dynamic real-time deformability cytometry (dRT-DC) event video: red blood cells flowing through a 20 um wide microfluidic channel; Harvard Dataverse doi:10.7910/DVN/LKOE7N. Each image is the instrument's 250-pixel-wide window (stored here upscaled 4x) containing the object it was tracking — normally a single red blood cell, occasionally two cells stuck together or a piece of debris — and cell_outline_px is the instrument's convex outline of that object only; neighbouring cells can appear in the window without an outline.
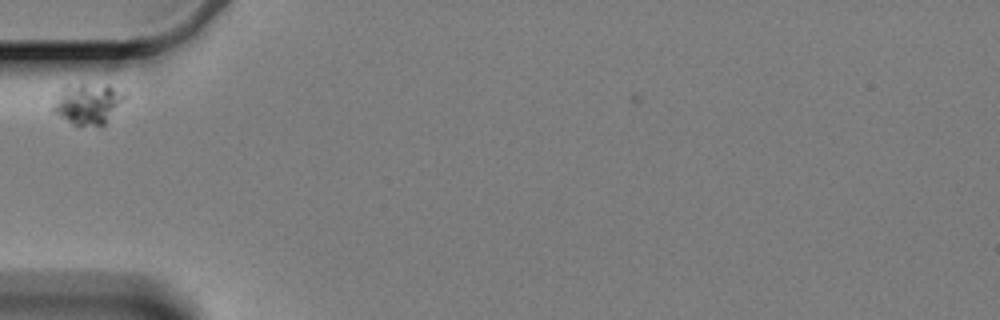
{"species": "Egyptian fruit bat (a non-hibernating species)", "species_latin": "Rousettus aegyptiacus", "temperature_condition": "cold", "stored_images_in_passage": 34, "camera_frame_rate_fps": 3000, "um_per_image_px": 0.085, "animal": {"sex": "female"}, "frame": {"image": 1, "passage_image": 1, "time_ms": 0.0, "image_size_px": [1000, 320], "cell_outline_px": [[124, 100], [104, 124], [100, 128], [72, 124], [48, 112], [48, 108], [64, 84], [108, 84], [124, 92]], "centroid_in_image_um": [7.36, 8.83], "position_along_channel_um": 77.6, "area_um2": 17.8}}
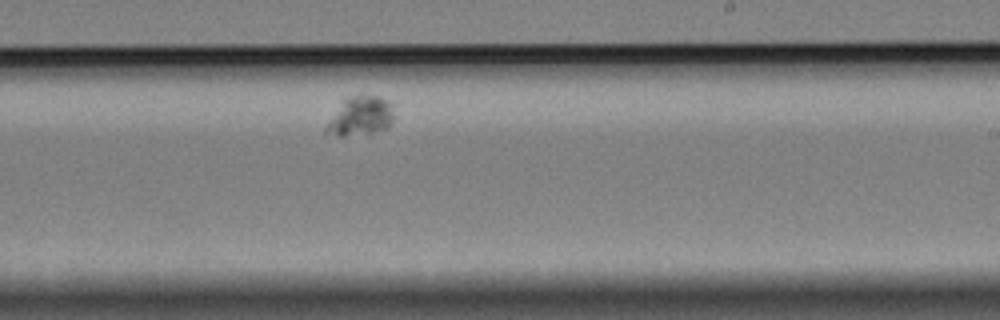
{"frame": {"image": 2, "passage_image": 20, "time_ms": 6.333, "image_size_px": [1000, 320], "cell_outline_px": [[396, 116], [388, 128], [372, 132], [344, 136], [340, 136], [324, 132], [324, 128], [344, 96], [360, 92], [364, 92], [380, 96], [388, 100], [392, 104]], "centroid_in_image_um": [30.66, 9.78], "position_along_channel_um": 258.3, "area_um2": 16.24}}
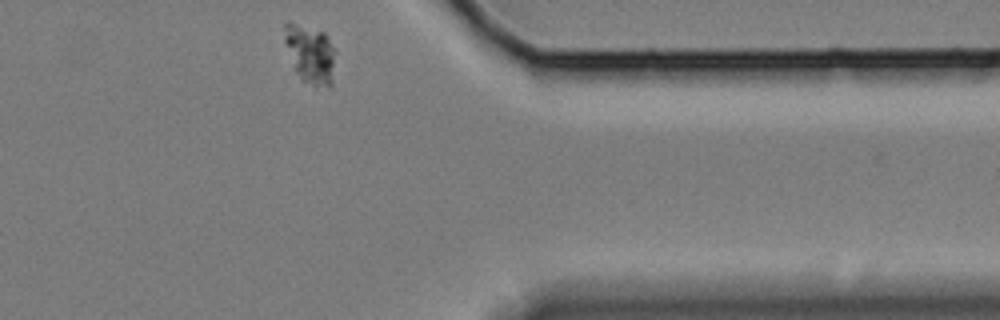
{"frame": {"image": 3, "passage_image": 34, "time_ms": 11.0, "image_size_px": [1000, 320], "cell_outline_px": [[336, 52], [332, 84], [328, 88], [316, 88], [300, 80], [292, 68], [284, 40], [284, 24], [292, 24], [324, 32]], "centroid_in_image_um": [26.38, 4.7], "position_along_channel_um": 385.0, "area_um2": 17.69}}